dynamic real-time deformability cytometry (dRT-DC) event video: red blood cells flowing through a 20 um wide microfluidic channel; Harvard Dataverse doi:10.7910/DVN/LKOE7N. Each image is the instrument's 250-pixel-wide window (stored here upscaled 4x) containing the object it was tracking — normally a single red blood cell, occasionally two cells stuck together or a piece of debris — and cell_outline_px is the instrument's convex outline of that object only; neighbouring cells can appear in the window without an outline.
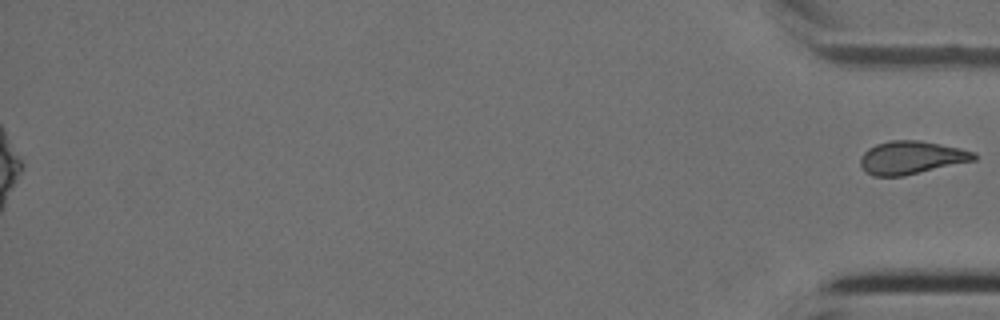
{"species": "Egyptian fruit bat (a non-hibernating species)", "species_latin": "Rousettus aegyptiacus", "temperature_condition": "cold", "stored_images_in_passage": 44, "segment_of_instrument_passage": [2, 2], "camera_frame_rate_fps": 3000, "um_per_image_px": 0.085, "animal": {"sex": "female"}, "frame": {"image": 1, "passage_image": 44, "time_ms": 14.333, "image_size_px": [1000, 320], "cell_outline_px": [[976, 160], [904, 176], [872, 176], [864, 172], [860, 164], [860, 156], [868, 148], [876, 144], [892, 140], [920, 140], [960, 148], [976, 152]], "centroid_in_image_um": [77.45, 13.4], "position_along_channel_um": 357.8, "area_um2": 22.08}}